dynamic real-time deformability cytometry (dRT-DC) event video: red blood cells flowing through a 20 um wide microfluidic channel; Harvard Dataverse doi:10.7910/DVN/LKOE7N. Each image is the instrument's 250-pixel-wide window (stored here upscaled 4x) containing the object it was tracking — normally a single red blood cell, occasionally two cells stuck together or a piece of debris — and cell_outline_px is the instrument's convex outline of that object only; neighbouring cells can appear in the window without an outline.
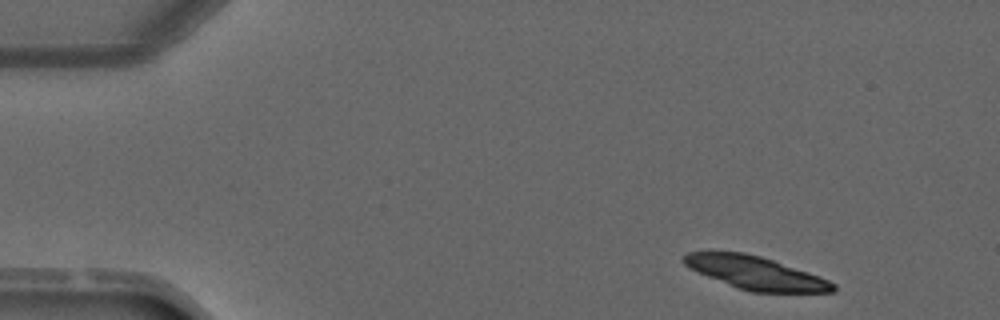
{"species": "common noctule bat (a hibernating species)", "species_latin": "Nyctalus noctula", "temperature_condition": "warm", "stored_images_in_passage": 3, "camera_frame_rate_fps": 3000, "um_per_image_px": 0.085, "animal": {"sex": "male", "forearm_length_mm": 52.5}, "frame": {"image": 1, "passage_image": 1, "time_ms": 0.0, "image_size_px": [1000, 320], "cell_outline_px": [[836, 292], [752, 292], [736, 288], [688, 268], [680, 260], [688, 252], [744, 252], [760, 256], [820, 276], [836, 284]], "centroid_in_image_um": [64.22, 23.2], "position_along_channel_um": 20.8, "area_um2": 28.61}}